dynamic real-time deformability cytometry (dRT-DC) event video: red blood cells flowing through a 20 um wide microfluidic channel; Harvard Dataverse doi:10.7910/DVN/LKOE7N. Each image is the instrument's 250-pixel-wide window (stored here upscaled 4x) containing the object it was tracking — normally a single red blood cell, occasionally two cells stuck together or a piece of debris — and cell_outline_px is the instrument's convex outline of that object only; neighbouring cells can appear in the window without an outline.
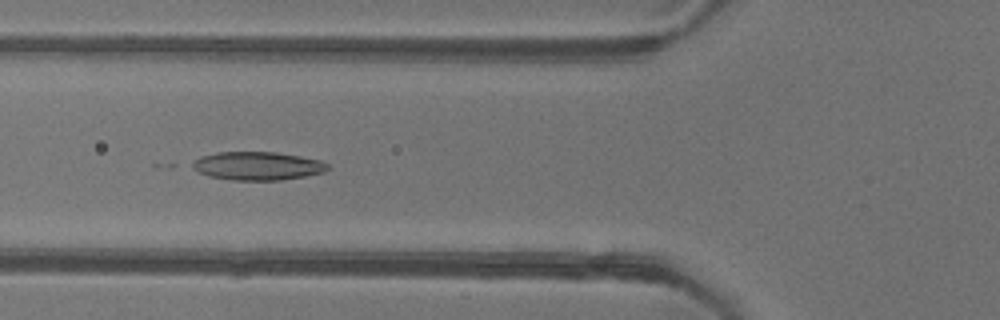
{"species": "common noctule bat (a hibernating species)", "species_latin": "Nyctalus noctula", "temperature_condition": "warm", "stored_images_in_passage": 38, "camera_frame_rate_fps": 3000, "um_per_image_px": 0.085, "animal": {"sex": "female"}, "frame": {"image": 1, "passage_image": 5, "time_ms": 1.333, "image_size_px": [1000, 320], "cell_outline_px": [[328, 168], [324, 172], [304, 176], [280, 180], [232, 180], [208, 176], [192, 168], [188, 164], [200, 156], [216, 152], [276, 152], [300, 156], [320, 160], [328, 164]], "centroid_in_image_um": [21.84, 14.1], "position_along_channel_um": 104.0, "area_um2": 22.43}}
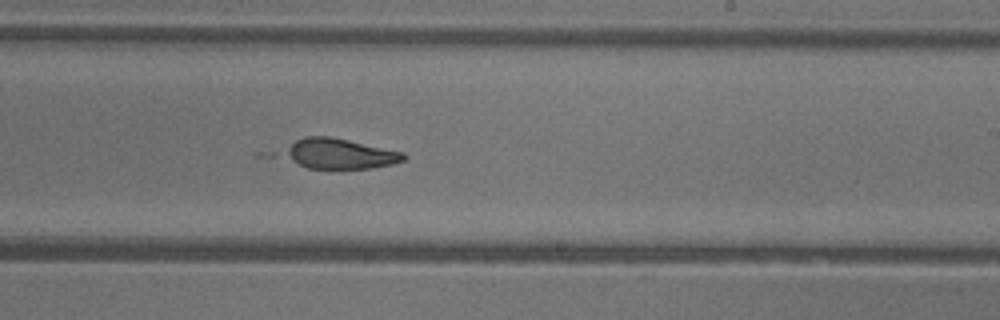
{"frame": {"image": 2, "passage_image": 17, "time_ms": 5.333, "image_size_px": [1000, 320], "cell_outline_px": [[408, 156], [404, 160], [392, 164], [372, 168], [308, 168], [284, 156], [284, 152], [296, 140], [304, 136], [328, 136], [348, 140], [404, 152]], "centroid_in_image_um": [28.92, 13.06], "position_along_channel_um": 260.1, "area_um2": 20.69}}
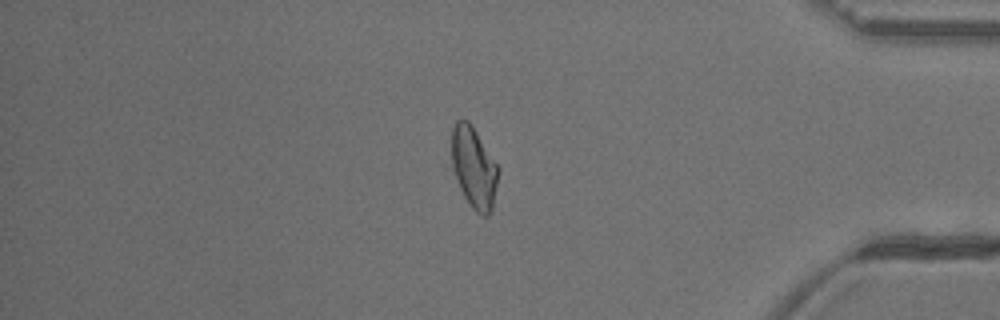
{"frame": {"image": 3, "passage_image": 30, "time_ms": 9.667, "image_size_px": [1000, 320], "cell_outline_px": [[500, 168], [492, 208], [488, 216], [480, 216], [472, 208], [444, 168], [452, 128], [456, 120], [468, 120]], "centroid_in_image_um": [40.12, 14.24], "position_along_channel_um": 395.1, "area_um2": 23.93}, "authors_computed_cell_mechanics": {"area_um2": 22.5998, "velocity_mm_per_s": 3.9133, "shape_relaxation_time_tau1_ms": 9.2212, "shape_relaxation_time_tau2_ms": null, "deformation_change_tau1": 0.159, "deformation_change_tau2": null}}